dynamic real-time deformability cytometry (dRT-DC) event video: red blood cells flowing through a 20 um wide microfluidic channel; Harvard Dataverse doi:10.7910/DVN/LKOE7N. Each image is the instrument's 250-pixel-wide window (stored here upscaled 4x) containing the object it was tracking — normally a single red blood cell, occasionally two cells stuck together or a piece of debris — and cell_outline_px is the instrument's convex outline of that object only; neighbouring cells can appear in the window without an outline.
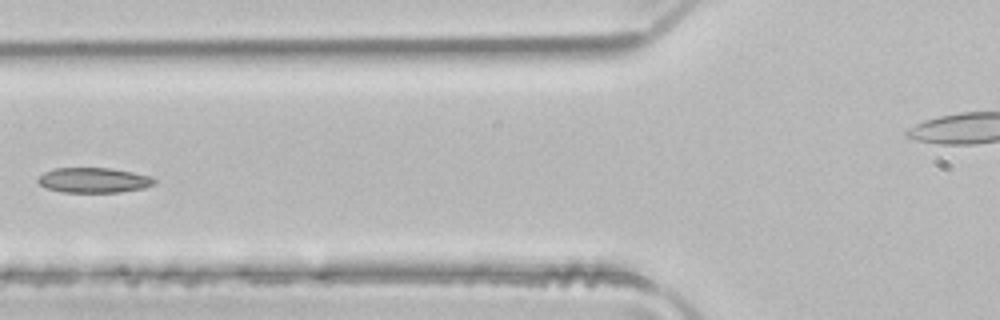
{"species": "common noctule bat (a hibernating species)", "species_latin": "Nyctalus noctula", "temperature_condition": "room temperature", "stored_images_in_passage": 4, "camera_frame_rate_fps": 3000, "um_per_image_px": 0.085, "animal": {"sex": "male", "body_mass_g": 21.5, "forearm_length_mm": 52.0}, "frame": {"image": 1, "passage_image": 4, "time_ms": 1.0, "image_size_px": [1000, 320], "cell_outline_px": [[156, 184], [144, 188], [120, 192], [64, 192], [44, 188], [36, 180], [44, 172], [52, 168], [112, 168], [152, 176], [156, 180]], "centroid_in_image_um": [7.98, 15.31], "position_along_channel_um": 117.8, "area_um2": 17.17}}